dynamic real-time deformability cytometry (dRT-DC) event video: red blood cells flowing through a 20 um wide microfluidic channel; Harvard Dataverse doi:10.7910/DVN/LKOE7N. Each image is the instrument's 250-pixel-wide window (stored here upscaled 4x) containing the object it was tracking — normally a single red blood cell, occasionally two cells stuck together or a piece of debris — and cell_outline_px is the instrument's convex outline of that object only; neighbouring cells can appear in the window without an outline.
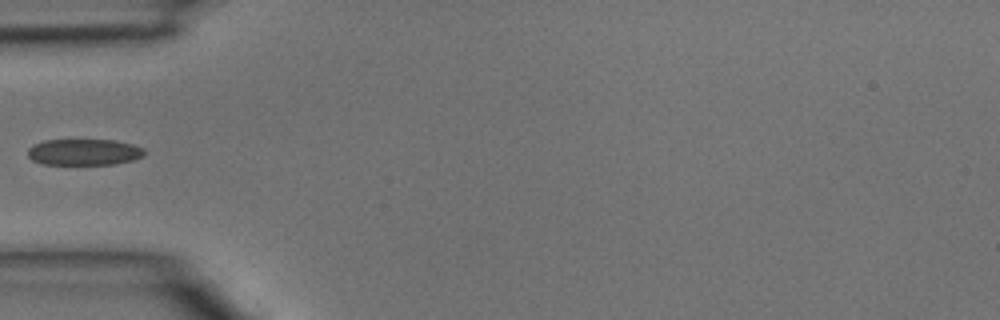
{"species": "common noctule bat (a hibernating species)", "species_latin": "Nyctalus noctula", "temperature_condition": "room temperature", "stored_images_in_passage": 1, "camera_frame_rate_fps": 3000, "um_per_image_px": 0.085, "animal": {"sex": "male", "body_mass_g": 15.6}, "frame": {"image": 1, "passage_image": 1, "time_ms": 0.0, "image_size_px": [1000, 320], "cell_outline_px": [[144, 156], [132, 160], [112, 164], [44, 164], [32, 160], [28, 156], [28, 148], [32, 144], [44, 140], [116, 140], [132, 144], [144, 148]], "centroid_in_image_um": [7.13, 12.92], "position_along_channel_um": 77.9, "area_um2": 17.86}}